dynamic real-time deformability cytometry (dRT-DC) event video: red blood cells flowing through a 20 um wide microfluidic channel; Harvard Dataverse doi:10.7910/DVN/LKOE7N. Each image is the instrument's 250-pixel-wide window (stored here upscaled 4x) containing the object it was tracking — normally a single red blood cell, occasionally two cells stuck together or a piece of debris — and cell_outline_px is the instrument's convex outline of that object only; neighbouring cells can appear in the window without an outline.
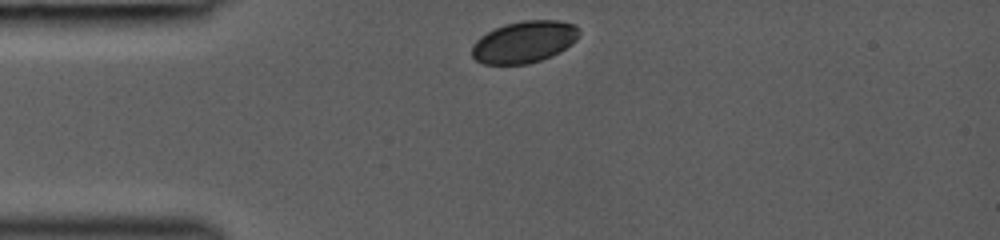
{"species": "common noctule bat (a hibernating species)", "species_latin": "Nyctalus noctula", "temperature_condition": "room temperature", "stored_images_in_passage": 4, "camera_frame_rate_fps": 3000, "um_per_image_px": 0.085, "animal": {"sex": "female", "body_mass_g": 19.0, "forearm_length_mm": 53.3}, "frame": {"image": 1, "passage_image": 1, "time_ms": 0.0, "image_size_px": [1000, 240], "cell_outline_px": [[580, 36], [572, 44], [552, 56], [528, 64], [484, 64], [476, 60], [472, 56], [472, 44], [480, 36], [504, 24], [524, 20], [556, 20], [572, 24], [580, 28]], "centroid_in_image_um": [44.57, 3.56], "position_along_channel_um": 40.4, "area_um2": 26.18}}
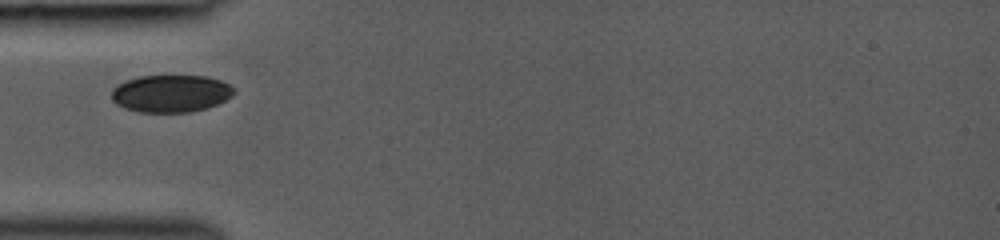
{"frame": {"image": 2, "passage_image": 3, "time_ms": 1.333, "image_size_px": [1000, 240], "cell_outline_px": [[236, 92], [232, 96], [216, 104], [204, 108], [188, 112], [140, 112], [124, 108], [116, 104], [112, 100], [112, 88], [116, 84], [124, 80], [140, 76], [204, 76], [220, 80], [228, 84]], "centroid_in_image_um": [14.47, 7.94], "position_along_channel_um": 70.5, "area_um2": 26.59}}